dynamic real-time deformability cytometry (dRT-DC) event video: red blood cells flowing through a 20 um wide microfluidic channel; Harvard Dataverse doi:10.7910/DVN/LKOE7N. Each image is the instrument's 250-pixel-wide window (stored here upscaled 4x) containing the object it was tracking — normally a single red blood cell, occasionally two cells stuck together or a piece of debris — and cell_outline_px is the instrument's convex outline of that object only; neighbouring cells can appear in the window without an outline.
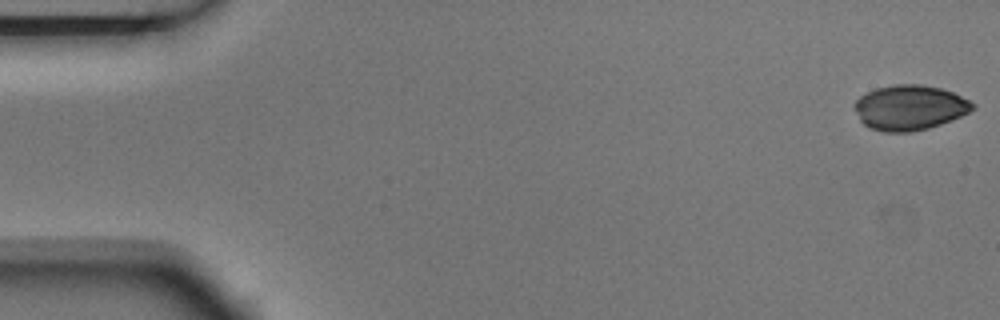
{"species": "Egyptian fruit bat (a non-hibernating species)", "species_latin": "Rousettus aegyptiacus", "temperature_condition": "room temperature", "stored_images_in_passage": 4, "camera_frame_rate_fps": 3000, "um_per_image_px": 0.085, "animal": {"sex": "male"}, "frame": {"image": 1, "passage_image": 1, "time_ms": 0.0, "image_size_px": [1000, 320], "cell_outline_px": [[976, 108], [952, 120], [928, 128], [912, 132], [884, 132], [868, 128], [860, 120], [856, 108], [856, 100], [860, 96], [876, 88], [892, 84], [920, 84], [940, 88], [952, 92], [976, 104]], "centroid_in_image_um": [77.33, 9.15], "position_along_channel_um": 7.7, "area_um2": 30.87}}
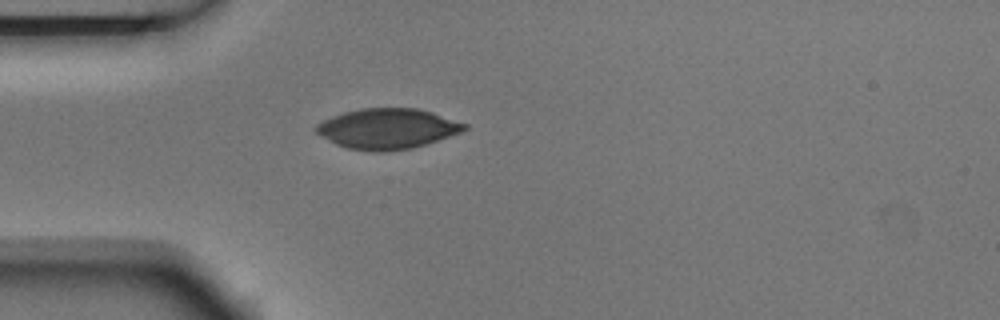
{"frame": {"image": 2, "passage_image": 4, "time_ms": 1.0, "image_size_px": [1000, 320], "cell_outline_px": [[468, 128], [464, 132], [412, 148], [384, 152], [372, 152], [348, 148], [336, 144], [320, 136], [316, 132], [316, 124], [332, 116], [344, 112], [360, 108], [416, 108], [432, 112], [468, 124]], "centroid_in_image_um": [32.95, 10.94], "position_along_channel_um": 52.0, "area_um2": 35.03}}